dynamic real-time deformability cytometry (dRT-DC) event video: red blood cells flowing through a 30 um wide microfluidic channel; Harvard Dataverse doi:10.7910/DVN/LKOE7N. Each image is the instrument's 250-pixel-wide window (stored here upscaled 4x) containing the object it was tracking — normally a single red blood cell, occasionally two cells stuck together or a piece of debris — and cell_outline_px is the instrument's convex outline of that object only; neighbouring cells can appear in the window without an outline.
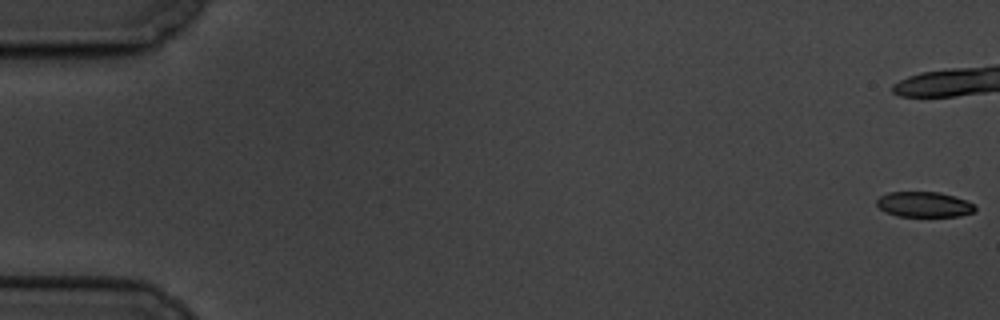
{"species": "common noctule bat (a hibernating species)", "species_latin": "Nyctalus noctula", "temperature_condition": "cold", "stored_images_in_passage": 15, "camera_frame_rate_fps": 3000, "um_per_image_px": 0.085, "animal": {"sex": "male", "body_mass_g": 19.5, "forearm_length_mm": 54.6}, "frame": {"image": 1, "passage_image": 1, "time_ms": 0.0, "image_size_px": [1000, 320], "cell_outline_px": [[976, 212], [960, 216], [896, 216], [880, 208], [876, 204], [876, 200], [880, 196], [888, 192], [940, 192], [956, 196], [976, 204]], "centroid_in_image_um": [78.61, 17.37], "position_along_channel_um": 6.4, "area_um2": 14.68}}